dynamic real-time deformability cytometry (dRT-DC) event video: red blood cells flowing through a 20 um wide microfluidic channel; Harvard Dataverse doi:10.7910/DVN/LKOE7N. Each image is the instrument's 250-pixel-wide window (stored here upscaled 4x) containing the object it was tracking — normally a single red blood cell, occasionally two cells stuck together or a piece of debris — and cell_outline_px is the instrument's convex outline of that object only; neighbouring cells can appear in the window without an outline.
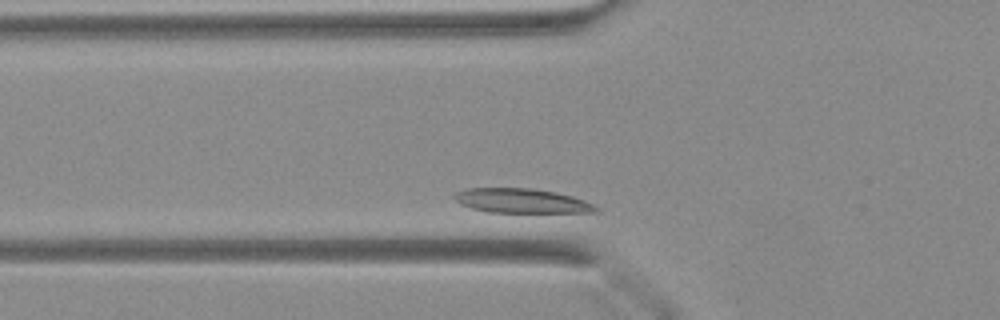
{"species": "Egyptian fruit bat (a non-hibernating species)", "species_latin": "Rousettus aegyptiacus", "temperature_condition": "warm", "stored_images_in_passage": 14, "camera_frame_rate_fps": 3000, "um_per_image_px": 0.085, "animal": {"sex": "female"}, "frame": {"image": 1, "passage_image": 6, "time_ms": 1.667, "image_size_px": [1000, 320], "cell_outline_px": [[600, 212], [488, 212], [472, 208], [460, 204], [452, 196], [456, 192], [468, 188], [532, 188], [556, 192], [572, 196], [584, 200], [600, 208]], "centroid_in_image_um": [44.34, 17.06], "position_along_channel_um": 81.5, "area_um2": 20.11}}
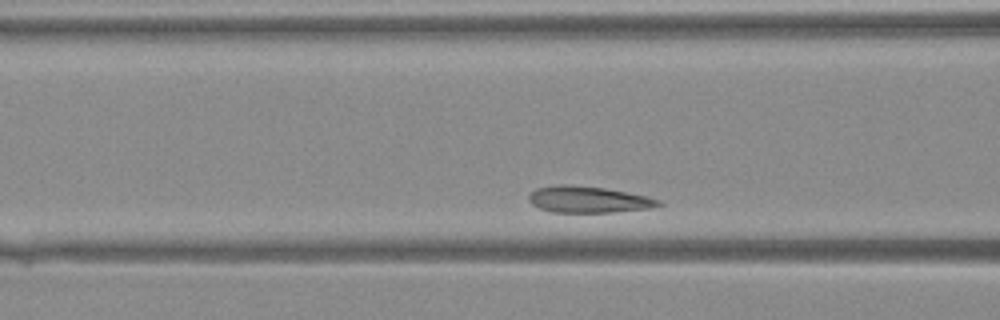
{"frame": {"image": 2, "passage_image": 9, "time_ms": 2.667, "image_size_px": [1000, 320], "cell_outline_px": [[664, 204], [652, 208], [612, 212], [552, 212], [540, 208], [532, 204], [528, 200], [528, 196], [536, 188], [556, 184], [568, 184], [604, 188], [628, 192], [648, 196], [660, 200]], "centroid_in_image_um": [50.03, 16.95], "position_along_channel_um": 116.6, "area_um2": 20.11}}
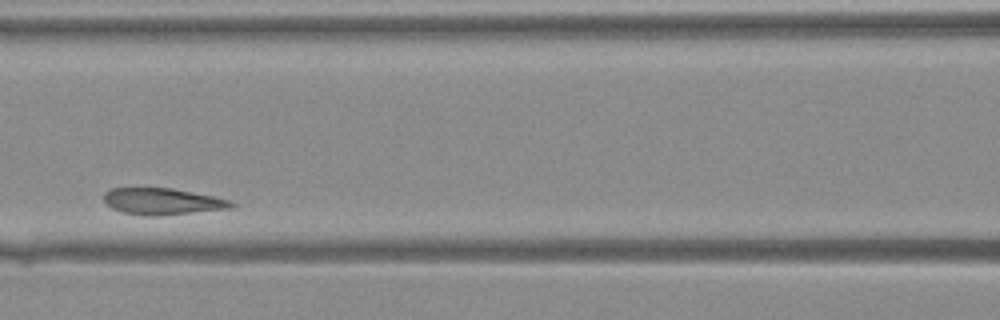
{"frame": {"image": 3, "passage_image": 12, "time_ms": 3.667, "image_size_px": [1000, 320], "cell_outline_px": [[236, 204], [228, 208], [156, 216], [144, 216], [120, 212], [112, 208], [104, 200], [104, 192], [108, 188], [172, 188], [216, 196], [232, 200]], "centroid_in_image_um": [13.78, 17.11], "position_along_channel_um": 152.8, "area_um2": 19.77}}